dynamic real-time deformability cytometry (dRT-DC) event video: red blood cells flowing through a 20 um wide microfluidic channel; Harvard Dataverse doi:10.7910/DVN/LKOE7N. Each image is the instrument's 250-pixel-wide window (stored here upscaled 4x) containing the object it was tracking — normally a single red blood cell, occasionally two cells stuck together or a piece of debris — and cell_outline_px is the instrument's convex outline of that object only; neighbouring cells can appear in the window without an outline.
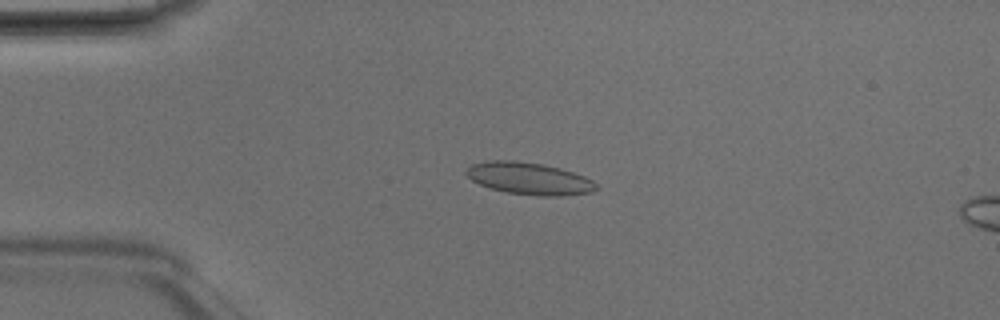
{"species": "Egyptian fruit bat (a non-hibernating species)", "species_latin": "Rousettus aegyptiacus", "temperature_condition": "room temperature", "stored_images_in_passage": 15, "camera_frame_rate_fps": 3000, "um_per_image_px": 0.085, "animal": {"sex": "male"}, "frame": {"image": 1, "passage_image": 11, "time_ms": 3.333, "image_size_px": [1000, 320], "cell_outline_px": [[600, 188], [592, 192], [560, 196], [540, 196], [504, 192], [480, 184], [472, 180], [464, 172], [472, 164], [488, 160], [516, 160], [544, 164], [560, 168], [584, 176], [592, 180]], "centroid_in_image_um": [44.99, 15.17], "position_along_channel_um": 40.0, "area_um2": 24.39}}